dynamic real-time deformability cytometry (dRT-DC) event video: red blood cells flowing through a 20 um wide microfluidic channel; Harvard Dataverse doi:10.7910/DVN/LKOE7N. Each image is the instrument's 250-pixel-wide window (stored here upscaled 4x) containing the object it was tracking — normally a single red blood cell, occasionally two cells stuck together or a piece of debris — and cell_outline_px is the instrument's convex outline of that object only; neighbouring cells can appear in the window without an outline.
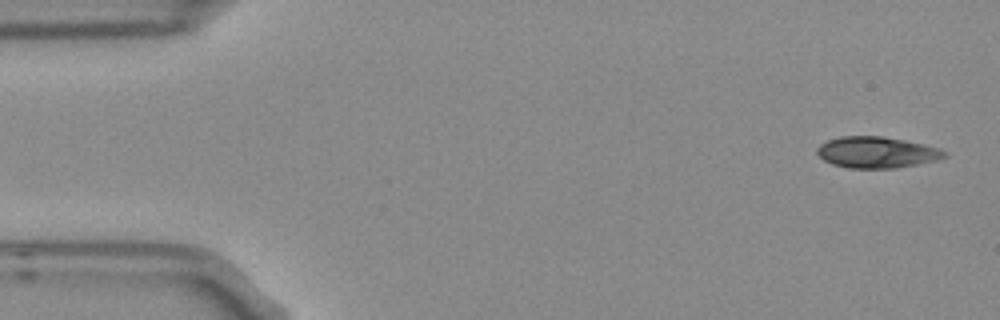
{"species": "Egyptian fruit bat (a non-hibernating species)", "species_latin": "Rousettus aegyptiacus", "temperature_condition": "room temperature", "stored_images_in_passage": 5, "segment_of_instrument_passage": [1, 2], "camera_frame_rate_fps": 3000, "um_per_image_px": 0.085, "frame": {"image": 1, "passage_image": 1, "time_ms": 0.0, "image_size_px": [1000, 320], "cell_outline_px": [[948, 156], [936, 160], [896, 168], [848, 168], [832, 164], [824, 160], [816, 152], [816, 148], [820, 144], [828, 140], [840, 136], [884, 136], [904, 140], [940, 148], [948, 152]], "centroid_in_image_um": [74.52, 12.94], "position_along_channel_um": 10.5, "area_um2": 23.24}}
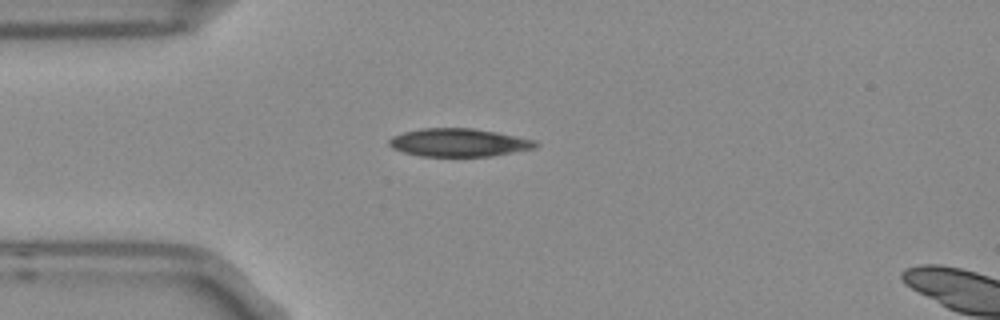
{"frame": {"image": 2, "passage_image": 4, "time_ms": 1.0, "image_size_px": [1000, 320], "cell_outline_px": [[540, 144], [536, 148], [488, 156], [420, 156], [404, 152], [392, 148], [388, 144], [388, 140], [392, 136], [404, 132], [420, 128], [472, 128], [496, 132], [536, 140]], "centroid_in_image_um": [38.99, 12.11], "position_along_channel_um": 46.0, "area_um2": 23.93}}